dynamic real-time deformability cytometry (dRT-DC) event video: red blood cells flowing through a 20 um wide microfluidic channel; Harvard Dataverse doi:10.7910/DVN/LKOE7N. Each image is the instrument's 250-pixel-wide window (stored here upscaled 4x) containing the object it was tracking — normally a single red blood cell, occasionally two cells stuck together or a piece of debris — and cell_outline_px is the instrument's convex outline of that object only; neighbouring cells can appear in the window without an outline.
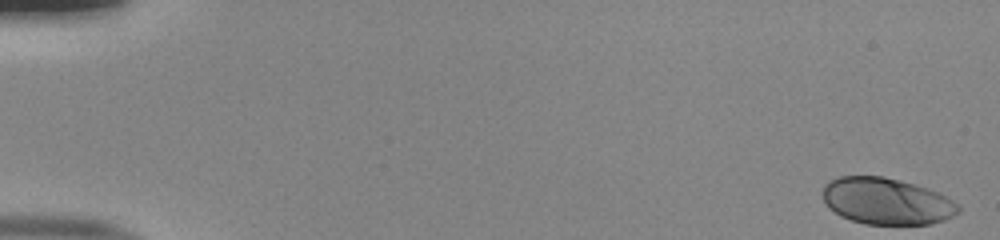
{"species": "human", "species_latin": "Homo sapiens", "temperature_condition": "room temperature", "stored_images_in_passage": 51, "camera_frame_rate_fps": 3000, "um_per_image_px": 0.085, "donor": {"sex": "male"}, "frame": {"image": 1, "passage_image": 1, "time_ms": 0.0, "image_size_px": [1000, 240], "cell_outline_px": [[960, 212], [944, 220], [932, 224], [864, 224], [840, 216], [828, 208], [824, 200], [824, 184], [828, 180], [840, 176], [884, 176], [916, 184], [928, 188], [952, 200], [960, 208]], "centroid_in_image_um": [75.34, 17.1], "position_along_channel_um": 9.7, "area_um2": 36.88}}
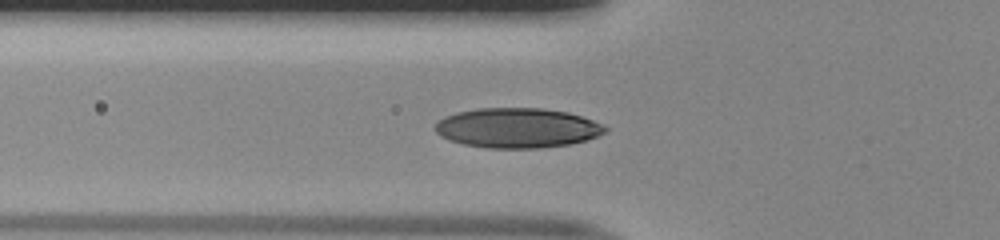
{"frame": {"image": 2, "passage_image": 19, "time_ms": 6.0, "image_size_px": [1000, 240], "cell_outline_px": [[608, 128], [604, 132], [596, 136], [584, 140], [568, 144], [540, 148], [488, 148], [464, 144], [448, 140], [440, 136], [436, 132], [436, 124], [444, 116], [456, 112], [476, 108], [544, 108], [568, 112], [604, 124]], "centroid_in_image_um": [43.95, 10.86], "position_along_channel_um": 81.9, "area_um2": 39.42}}
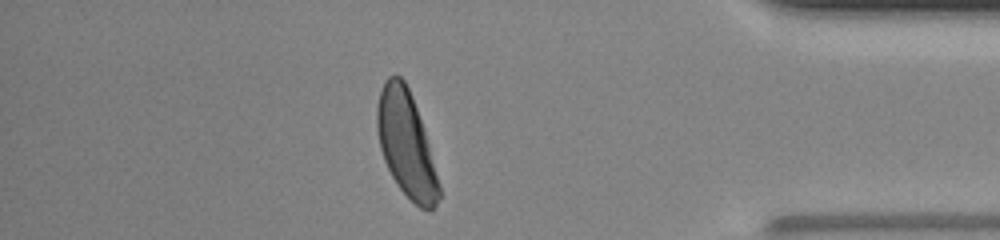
{"frame": {"image": 3, "passage_image": 45, "time_ms": 14.667, "image_size_px": [1000, 240], "cell_outline_px": [[440, 196], [436, 204], [432, 208], [420, 208], [400, 188], [392, 176], [384, 160], [380, 148], [376, 128], [376, 108], [380, 92], [384, 80], [388, 76], [400, 76], [404, 80], [412, 96], [428, 144], [440, 184]], "centroid_in_image_um": [34.5, 12.22], "position_along_channel_um": 400.7, "area_um2": 37.4}, "authors_computed_cell_mechanics": {"area_um2": 37.9746, "velocity_mm_per_s": 4.0054, "shape_relaxation_time_tau1_ms": 3.2992, "shape_relaxation_time_tau2_ms": null, "deformation_change_tau1": 0.1833, "deformation_change_tau2": null}}